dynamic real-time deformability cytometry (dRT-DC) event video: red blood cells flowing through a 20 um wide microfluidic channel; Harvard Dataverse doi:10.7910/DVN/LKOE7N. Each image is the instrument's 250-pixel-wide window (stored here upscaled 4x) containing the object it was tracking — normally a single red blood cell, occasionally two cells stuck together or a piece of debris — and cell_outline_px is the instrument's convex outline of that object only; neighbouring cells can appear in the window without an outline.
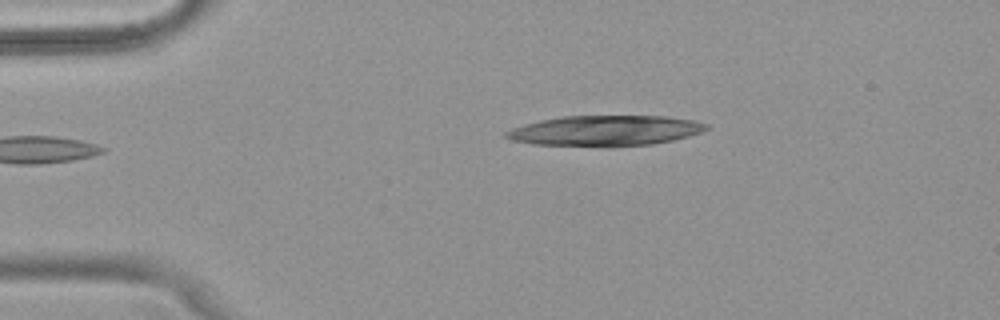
{"species": "common noctule bat (a hibernating species)", "species_latin": "Nyctalus noctula", "temperature_condition": "warm", "stored_images_in_passage": 37, "camera_frame_rate_fps": 3000, "um_per_image_px": 0.085, "animal": {"sex": "female", "body_mass_g": 18.4}, "frame": {"image": 1, "passage_image": 1, "time_ms": 0.0, "image_size_px": [1000, 320], "cell_outline_px": [[712, 128], [704, 132], [672, 140], [652, 144], [532, 144], [512, 140], [504, 136], [504, 132], [524, 124], [540, 120], [564, 116], [664, 116], [692, 120], [708, 124]], "centroid_in_image_um": [51.49, 11.07], "position_along_channel_um": 33.5, "area_um2": 34.33}}
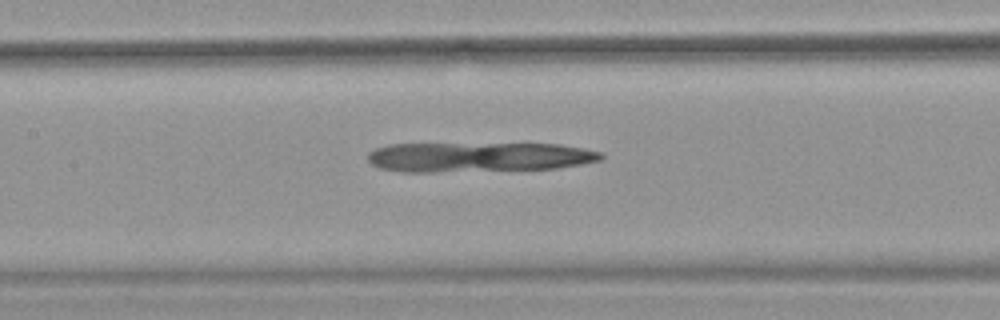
{"frame": {"image": 2, "passage_image": 15, "time_ms": 4.667, "image_size_px": [1000, 320], "cell_outline_px": [[604, 156], [600, 160], [580, 164], [556, 168], [436, 172], [400, 172], [380, 168], [372, 164], [368, 160], [368, 152], [376, 148], [388, 144], [560, 144], [604, 152]], "centroid_in_image_um": [40.66, 13.35], "position_along_channel_um": 166.7, "area_um2": 40.4}}
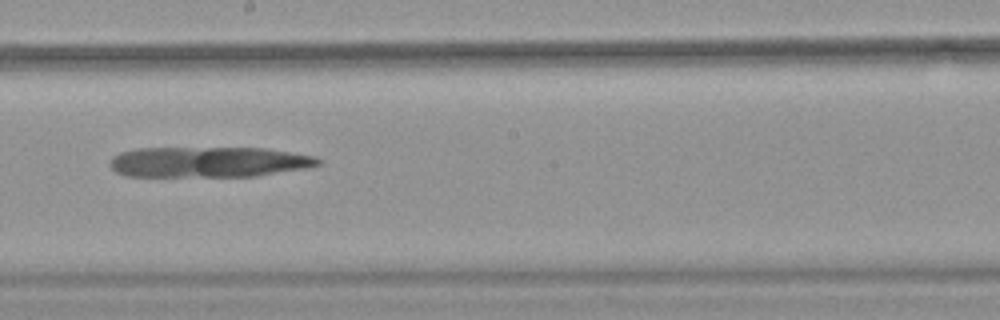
{"frame": {"image": 3, "passage_image": 20, "time_ms": 6.333, "image_size_px": [1000, 320], "cell_outline_px": [[320, 164], [308, 168], [256, 176], [128, 176], [116, 172], [108, 164], [112, 156], [120, 152], [136, 148], [264, 148], [316, 156], [320, 160]], "centroid_in_image_um": [17.72, 13.76], "position_along_channel_um": 230.5, "area_um2": 37.17}}